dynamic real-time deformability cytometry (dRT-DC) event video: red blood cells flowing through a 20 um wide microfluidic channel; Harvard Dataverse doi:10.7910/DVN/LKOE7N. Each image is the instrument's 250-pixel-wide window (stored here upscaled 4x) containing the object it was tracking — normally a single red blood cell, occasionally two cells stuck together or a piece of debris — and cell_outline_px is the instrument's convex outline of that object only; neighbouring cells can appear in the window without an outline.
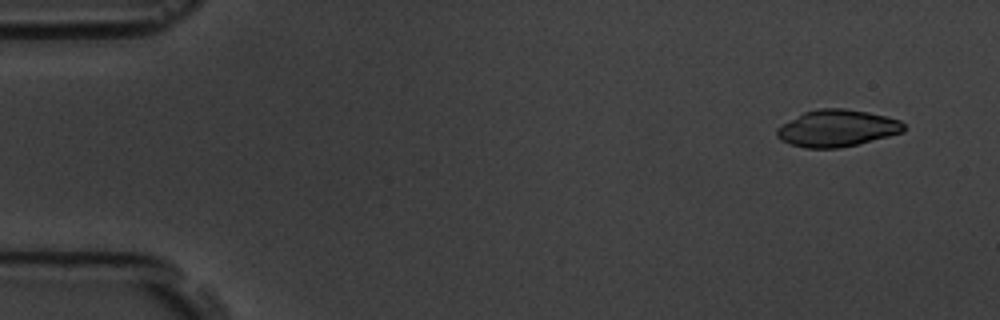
{"species": "common noctule bat (a hibernating species)", "species_latin": "Nyctalus noctula", "temperature_condition": "room temperature", "stored_images_in_passage": 6, "camera_frame_rate_fps": 3000, "um_per_image_px": 0.085, "animal": {"sex": "male", "body_mass_g": 19.5, "forearm_length_mm": 54.6}, "frame": {"image": 1, "passage_image": 1, "time_ms": 0.0, "image_size_px": [1000, 320], "cell_outline_px": [[904, 132], [840, 148], [804, 148], [788, 144], [780, 140], [776, 136], [776, 128], [804, 112], [816, 108], [844, 108], [868, 112], [900, 120], [904, 124]], "centroid_in_image_um": [71.11, 10.9], "position_along_channel_um": 13.9, "area_um2": 27.22}}